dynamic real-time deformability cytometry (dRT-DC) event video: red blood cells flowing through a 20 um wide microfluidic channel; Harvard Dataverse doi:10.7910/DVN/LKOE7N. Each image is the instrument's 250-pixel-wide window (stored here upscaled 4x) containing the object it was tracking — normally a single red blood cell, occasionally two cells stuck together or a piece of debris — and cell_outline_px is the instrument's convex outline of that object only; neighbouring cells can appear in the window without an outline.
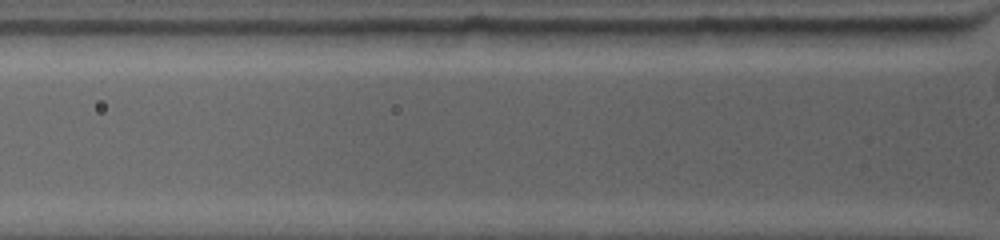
{"species": "common noctule bat (a hibernating species)", "species_latin": "Nyctalus noctula", "temperature_condition": "warm", "stored_images_in_passage": 3, "segment_of_instrument_passage": [2, 2], "camera_frame_rate_fps": 4500, "um_per_image_px": 0.085, "animal": {"sex": "female", "body_mass_g": 19.0, "forearm_length_mm": 53.3}, "frame": {"image": 1, "passage_image": 3, "time_ms": 1.111, "image_size_px": [1000, 240], "cell_outline_px": [[952, 36], [936, 44], [880, 44], [840, 28], [952, 28]], "centroid_in_image_um": [76.79, 2.99], "position_along_channel_um": 49.0, "area_um2": 10.17}}